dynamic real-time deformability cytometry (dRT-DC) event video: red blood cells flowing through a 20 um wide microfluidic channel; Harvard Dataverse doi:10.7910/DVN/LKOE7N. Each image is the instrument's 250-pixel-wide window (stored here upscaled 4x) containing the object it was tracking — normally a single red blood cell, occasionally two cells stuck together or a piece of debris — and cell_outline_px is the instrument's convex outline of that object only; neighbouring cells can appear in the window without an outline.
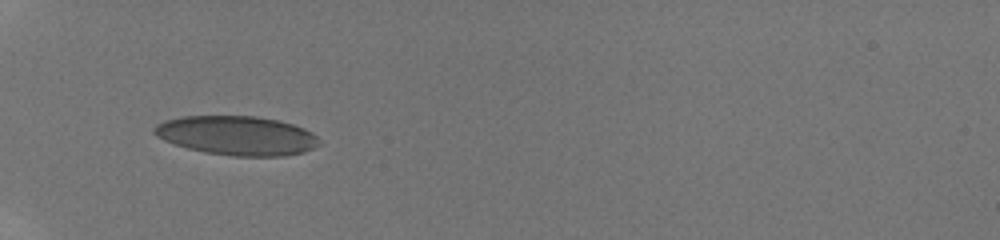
{"species": "human", "species_latin": "Homo sapiens", "temperature_condition": "room temperature", "stored_images_in_passage": 11, "camera_frame_rate_fps": 3000, "um_per_image_px": 0.085, "donor": {"sex": "male"}, "frame": {"image": 1, "passage_image": 1, "time_ms": 0.0, "image_size_px": [1000, 240], "cell_outline_px": [[320, 144], [304, 152], [284, 156], [232, 156], [204, 152], [188, 148], [164, 140], [156, 136], [152, 132], [152, 128], [156, 124], [164, 120], [180, 116], [256, 116], [276, 120], [292, 124], [304, 128], [312, 132], [316, 136]], "centroid_in_image_um": [20.1, 11.52], "position_along_channel_um": 64.9, "area_um2": 37.74}}
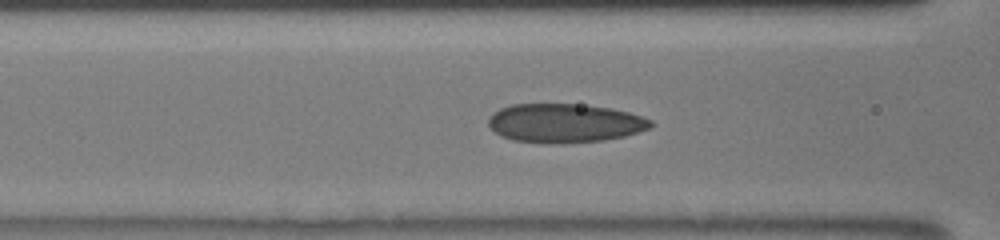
{"frame": {"image": 2, "passage_image": 7, "time_ms": 1.667, "image_size_px": [1000, 240], "cell_outline_px": [[656, 124], [648, 128], [624, 136], [604, 140], [560, 144], [544, 144], [512, 140], [500, 136], [488, 124], [488, 116], [492, 112], [500, 108], [512, 104], [580, 104], [612, 108], [628, 112], [652, 120]], "centroid_in_image_um": [47.96, 10.47], "position_along_channel_um": 118.6, "area_um2": 37.17}}
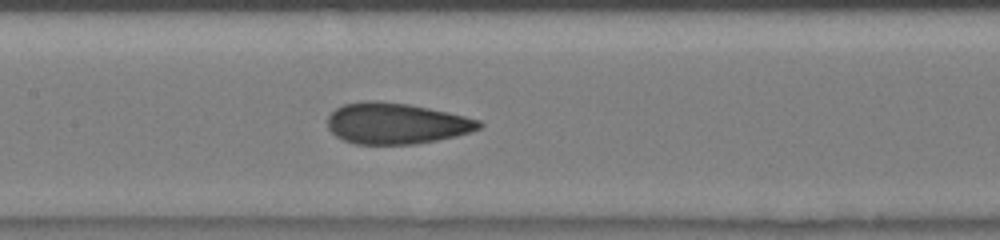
{"frame": {"image": 3, "passage_image": 11, "time_ms": 3.0, "image_size_px": [1000, 240], "cell_outline_px": [[484, 124], [480, 128], [456, 136], [436, 140], [412, 144], [356, 144], [344, 140], [336, 136], [328, 128], [328, 116], [336, 108], [344, 104], [364, 100], [376, 100], [408, 104], [448, 112], [480, 120]], "centroid_in_image_um": [33.66, 10.48], "position_along_channel_um": 173.7, "area_um2": 36.13}}